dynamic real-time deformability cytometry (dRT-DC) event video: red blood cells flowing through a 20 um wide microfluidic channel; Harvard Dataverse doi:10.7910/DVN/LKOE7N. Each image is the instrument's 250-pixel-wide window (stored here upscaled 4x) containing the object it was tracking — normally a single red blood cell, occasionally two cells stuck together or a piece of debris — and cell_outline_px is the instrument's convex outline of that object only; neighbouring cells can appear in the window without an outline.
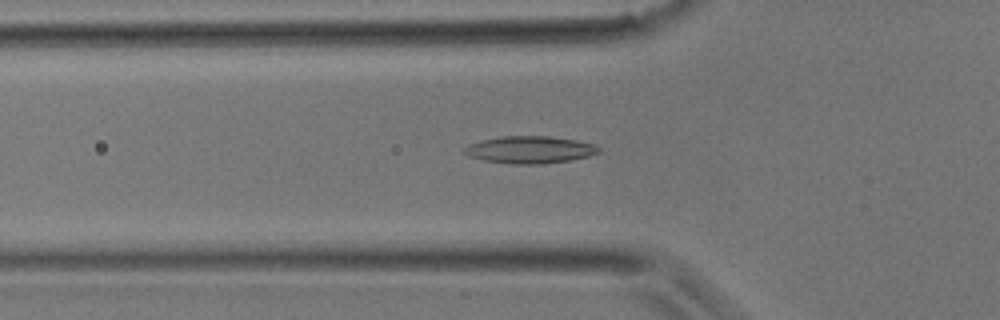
{"species": "common noctule bat (a hibernating species)", "species_latin": "Nyctalus noctula", "temperature_condition": "room temperature", "stored_images_in_passage": 27, "camera_frame_rate_fps": 3000, "um_per_image_px": 0.085, "animal": {"sex": "male", "body_mass_g": 17.9}, "frame": {"image": 1, "passage_image": 2, "time_ms": 0.333, "image_size_px": [1000, 320], "cell_outline_px": [[600, 152], [588, 156], [568, 160], [544, 164], [512, 164], [484, 160], [468, 156], [460, 152], [468, 144], [480, 140], [500, 136], [548, 136], [576, 140], [592, 144], [600, 148]], "centroid_in_image_um": [44.97, 12.72], "position_along_channel_um": 80.8, "area_um2": 21.39}}
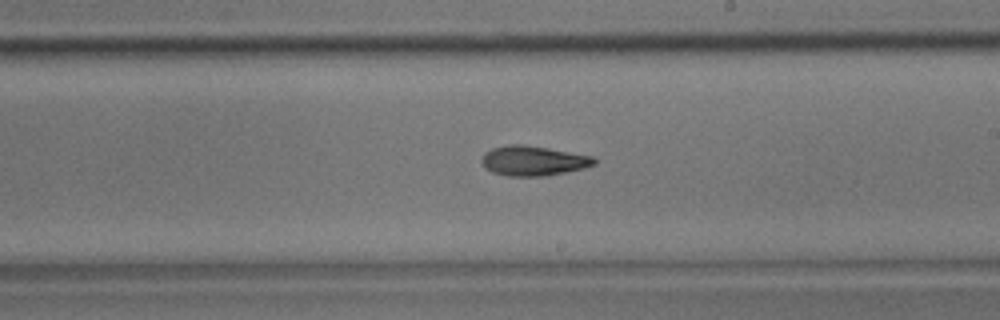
{"frame": {"image": 2, "passage_image": 11, "time_ms": 3.333, "image_size_px": [1000, 320], "cell_outline_px": [[596, 164], [584, 168], [544, 176], [508, 176], [492, 172], [484, 168], [480, 160], [480, 156], [484, 152], [492, 148], [508, 144], [524, 144], [548, 148], [592, 156], [596, 160]], "centroid_in_image_um": [45.27, 13.66], "position_along_channel_um": 243.7, "area_um2": 19.71}}
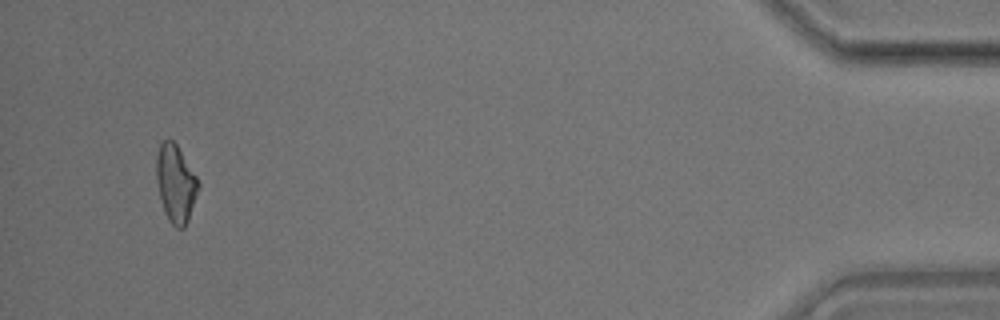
{"frame": {"image": 3, "passage_image": 25, "time_ms": 8.0, "image_size_px": [1000, 320], "cell_outline_px": [[200, 188], [188, 220], [184, 228], [176, 228], [168, 220], [164, 212], [156, 180], [156, 156], [160, 144], [164, 140], [172, 140], [176, 144], [196, 176], [200, 184]], "centroid_in_image_um": [14.93, 15.62], "position_along_channel_um": 420.3, "area_um2": 18.9}}